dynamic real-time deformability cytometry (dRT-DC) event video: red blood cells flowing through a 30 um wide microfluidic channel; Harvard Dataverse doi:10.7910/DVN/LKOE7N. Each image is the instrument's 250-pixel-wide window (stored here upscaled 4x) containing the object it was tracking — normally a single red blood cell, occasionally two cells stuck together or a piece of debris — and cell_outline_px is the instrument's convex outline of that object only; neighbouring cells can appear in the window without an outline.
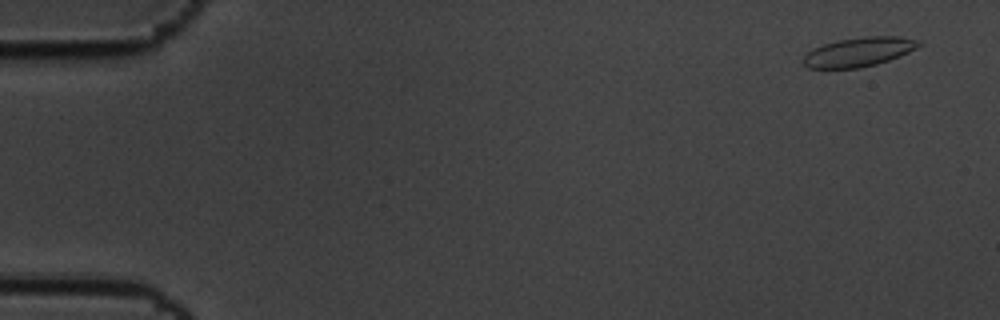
{"species": "common noctule bat (a hibernating species)", "species_latin": "Nyctalus noctula", "temperature_condition": "cold", "stored_images_in_passage": 6, "camera_frame_rate_fps": 3000, "um_per_image_px": 0.085, "animal": {"sex": "male", "body_mass_g": 19.5, "forearm_length_mm": 54.6}, "frame": {"image": 1, "passage_image": 1, "time_ms": 0.0, "image_size_px": [1000, 320], "cell_outline_px": [[924, 44], [908, 52], [888, 60], [876, 64], [860, 68], [808, 68], [804, 64], [804, 56], [808, 52], [824, 44], [836, 40], [864, 36], [896, 36], [920, 40]], "centroid_in_image_um": [73.03, 4.4], "position_along_channel_um": 12.0, "area_um2": 19.54}}
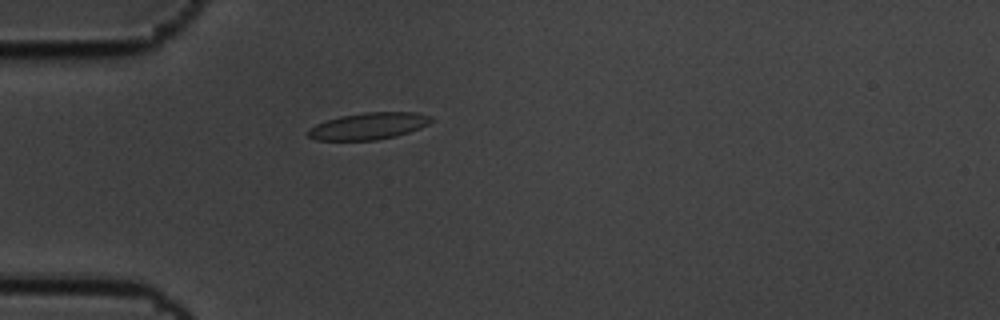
{"frame": {"image": 2, "passage_image": 5, "time_ms": 1.333, "image_size_px": [1000, 320], "cell_outline_px": [[432, 120], [428, 124], [420, 128], [396, 136], [376, 140], [316, 140], [308, 136], [308, 128], [316, 124], [340, 116], [364, 112], [416, 112], [432, 116]], "centroid_in_image_um": [31.33, 10.71], "position_along_channel_um": 53.7, "area_um2": 19.19}}